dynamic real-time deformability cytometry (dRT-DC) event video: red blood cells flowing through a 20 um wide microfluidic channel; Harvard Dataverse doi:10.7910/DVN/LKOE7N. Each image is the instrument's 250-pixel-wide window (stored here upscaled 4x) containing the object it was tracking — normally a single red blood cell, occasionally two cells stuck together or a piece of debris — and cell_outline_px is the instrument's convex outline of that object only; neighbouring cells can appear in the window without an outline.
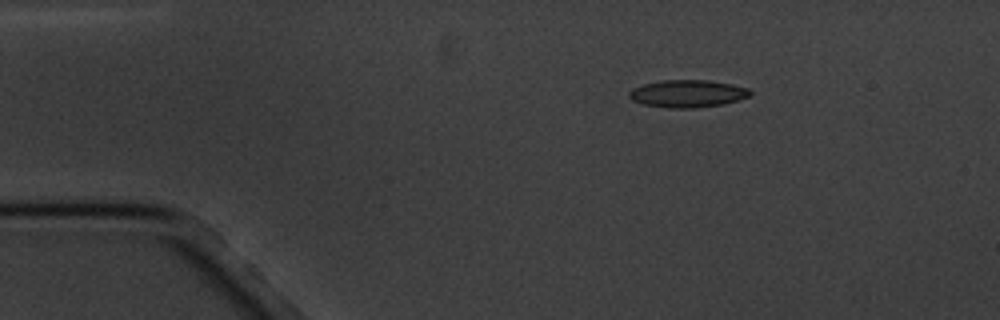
{"species": "common noctule bat (a hibernating species)", "species_latin": "Nyctalus noctula", "temperature_condition": "cold", "stored_images_in_passage": 4, "camera_frame_rate_fps": 3000, "um_per_image_px": 0.085, "animal": {"sex": "male", "body_mass_g": 20.1, "forearm_length_mm": 53.5}, "frame": {"image": 1, "passage_image": 1, "time_ms": 0.0, "image_size_px": [1000, 320], "cell_outline_px": [[752, 92], [748, 96], [724, 104], [696, 108], [668, 108], [644, 104], [632, 100], [628, 96], [628, 92], [632, 88], [644, 84], [660, 80], [708, 80], [732, 84], [748, 88]], "centroid_in_image_um": [58.42, 7.95], "position_along_channel_um": 26.6, "area_um2": 19.36}}
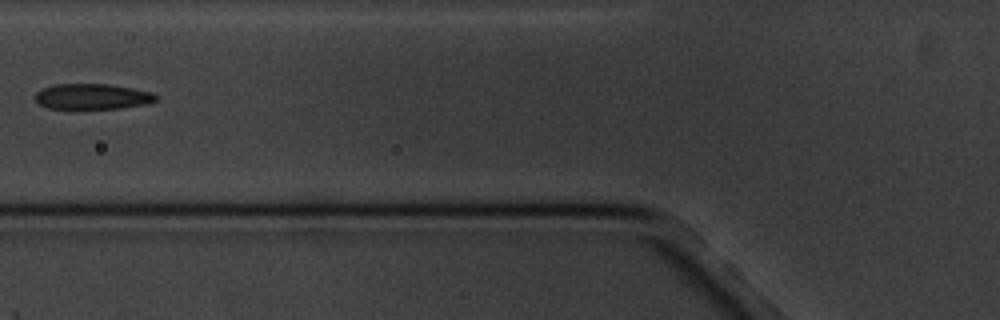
{"frame": {"image": 2, "passage_image": 4, "time_ms": 4.333, "image_size_px": [1000, 320], "cell_outline_px": [[156, 100], [144, 104], [120, 108], [48, 108], [40, 104], [36, 100], [36, 92], [44, 88], [56, 84], [108, 84], [132, 88], [152, 92], [156, 96]], "centroid_in_image_um": [7.84, 8.19], "position_along_channel_um": 118.0, "area_um2": 17.63}}